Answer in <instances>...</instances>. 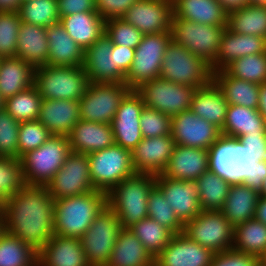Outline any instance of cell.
Segmentation results:
<instances>
[{
	"label": "cell",
	"mask_w": 266,
	"mask_h": 266,
	"mask_svg": "<svg viewBox=\"0 0 266 266\" xmlns=\"http://www.w3.org/2000/svg\"><path fill=\"white\" fill-rule=\"evenodd\" d=\"M4 231L38 252L54 236V199L46 186L25 185L1 206Z\"/></svg>",
	"instance_id": "6da1fadb"
},
{
	"label": "cell",
	"mask_w": 266,
	"mask_h": 266,
	"mask_svg": "<svg viewBox=\"0 0 266 266\" xmlns=\"http://www.w3.org/2000/svg\"><path fill=\"white\" fill-rule=\"evenodd\" d=\"M106 205L100 190L54 200V235L81 238Z\"/></svg>",
	"instance_id": "7a4b0ae2"
},
{
	"label": "cell",
	"mask_w": 266,
	"mask_h": 266,
	"mask_svg": "<svg viewBox=\"0 0 266 266\" xmlns=\"http://www.w3.org/2000/svg\"><path fill=\"white\" fill-rule=\"evenodd\" d=\"M155 184L156 175L135 173L107 194V205L117 214L122 228H129L148 217L147 200Z\"/></svg>",
	"instance_id": "3957f363"
},
{
	"label": "cell",
	"mask_w": 266,
	"mask_h": 266,
	"mask_svg": "<svg viewBox=\"0 0 266 266\" xmlns=\"http://www.w3.org/2000/svg\"><path fill=\"white\" fill-rule=\"evenodd\" d=\"M71 152L66 136L52 135L43 145L21 157L25 185L46 186Z\"/></svg>",
	"instance_id": "277c9868"
},
{
	"label": "cell",
	"mask_w": 266,
	"mask_h": 266,
	"mask_svg": "<svg viewBox=\"0 0 266 266\" xmlns=\"http://www.w3.org/2000/svg\"><path fill=\"white\" fill-rule=\"evenodd\" d=\"M84 67L45 65L35 69L34 85L42 99L79 101L89 85Z\"/></svg>",
	"instance_id": "5b68a950"
},
{
	"label": "cell",
	"mask_w": 266,
	"mask_h": 266,
	"mask_svg": "<svg viewBox=\"0 0 266 266\" xmlns=\"http://www.w3.org/2000/svg\"><path fill=\"white\" fill-rule=\"evenodd\" d=\"M257 161L254 153L237 139L221 136L209 149V170L231 183H246Z\"/></svg>",
	"instance_id": "8992f818"
},
{
	"label": "cell",
	"mask_w": 266,
	"mask_h": 266,
	"mask_svg": "<svg viewBox=\"0 0 266 266\" xmlns=\"http://www.w3.org/2000/svg\"><path fill=\"white\" fill-rule=\"evenodd\" d=\"M159 77L197 89L213 80V72L203 59L171 40L165 50Z\"/></svg>",
	"instance_id": "52a82bcc"
},
{
	"label": "cell",
	"mask_w": 266,
	"mask_h": 266,
	"mask_svg": "<svg viewBox=\"0 0 266 266\" xmlns=\"http://www.w3.org/2000/svg\"><path fill=\"white\" fill-rule=\"evenodd\" d=\"M92 184L108 194L122 180L134 175L131 151L117 144L88 154Z\"/></svg>",
	"instance_id": "ba28073f"
},
{
	"label": "cell",
	"mask_w": 266,
	"mask_h": 266,
	"mask_svg": "<svg viewBox=\"0 0 266 266\" xmlns=\"http://www.w3.org/2000/svg\"><path fill=\"white\" fill-rule=\"evenodd\" d=\"M225 29L226 26L198 24L173 16L171 40L183 45L211 66L218 56L221 36Z\"/></svg>",
	"instance_id": "9c48e42d"
},
{
	"label": "cell",
	"mask_w": 266,
	"mask_h": 266,
	"mask_svg": "<svg viewBox=\"0 0 266 266\" xmlns=\"http://www.w3.org/2000/svg\"><path fill=\"white\" fill-rule=\"evenodd\" d=\"M122 229L117 214L106 205L80 238L90 266H107Z\"/></svg>",
	"instance_id": "30bf717a"
},
{
	"label": "cell",
	"mask_w": 266,
	"mask_h": 266,
	"mask_svg": "<svg viewBox=\"0 0 266 266\" xmlns=\"http://www.w3.org/2000/svg\"><path fill=\"white\" fill-rule=\"evenodd\" d=\"M235 228L220 210L201 211L184 224L183 233L214 253L233 248Z\"/></svg>",
	"instance_id": "8fae6325"
},
{
	"label": "cell",
	"mask_w": 266,
	"mask_h": 266,
	"mask_svg": "<svg viewBox=\"0 0 266 266\" xmlns=\"http://www.w3.org/2000/svg\"><path fill=\"white\" fill-rule=\"evenodd\" d=\"M135 91L146 107L173 117L190 109L195 88L158 77L141 83Z\"/></svg>",
	"instance_id": "7c38bea8"
},
{
	"label": "cell",
	"mask_w": 266,
	"mask_h": 266,
	"mask_svg": "<svg viewBox=\"0 0 266 266\" xmlns=\"http://www.w3.org/2000/svg\"><path fill=\"white\" fill-rule=\"evenodd\" d=\"M131 90L125 83H89L79 100L80 119L111 124L122 100Z\"/></svg>",
	"instance_id": "4fadbf2b"
},
{
	"label": "cell",
	"mask_w": 266,
	"mask_h": 266,
	"mask_svg": "<svg viewBox=\"0 0 266 266\" xmlns=\"http://www.w3.org/2000/svg\"><path fill=\"white\" fill-rule=\"evenodd\" d=\"M171 41V32L144 34L135 49L132 66L125 76V84L136 89L141 83L160 76L166 47Z\"/></svg>",
	"instance_id": "5bb4252c"
},
{
	"label": "cell",
	"mask_w": 266,
	"mask_h": 266,
	"mask_svg": "<svg viewBox=\"0 0 266 266\" xmlns=\"http://www.w3.org/2000/svg\"><path fill=\"white\" fill-rule=\"evenodd\" d=\"M46 187L54 200L96 190L90 176L88 154L71 151Z\"/></svg>",
	"instance_id": "9a60e30c"
},
{
	"label": "cell",
	"mask_w": 266,
	"mask_h": 266,
	"mask_svg": "<svg viewBox=\"0 0 266 266\" xmlns=\"http://www.w3.org/2000/svg\"><path fill=\"white\" fill-rule=\"evenodd\" d=\"M171 135L176 144L207 150L222 136L218 127L191 109L171 117Z\"/></svg>",
	"instance_id": "2e32d148"
},
{
	"label": "cell",
	"mask_w": 266,
	"mask_h": 266,
	"mask_svg": "<svg viewBox=\"0 0 266 266\" xmlns=\"http://www.w3.org/2000/svg\"><path fill=\"white\" fill-rule=\"evenodd\" d=\"M144 107L145 104L135 89L124 97L111 121L115 144L132 152L142 141L140 116Z\"/></svg>",
	"instance_id": "e0dca14e"
},
{
	"label": "cell",
	"mask_w": 266,
	"mask_h": 266,
	"mask_svg": "<svg viewBox=\"0 0 266 266\" xmlns=\"http://www.w3.org/2000/svg\"><path fill=\"white\" fill-rule=\"evenodd\" d=\"M83 67L90 83H125L116 66L115 44L105 34L84 50Z\"/></svg>",
	"instance_id": "ac0fdd59"
},
{
	"label": "cell",
	"mask_w": 266,
	"mask_h": 266,
	"mask_svg": "<svg viewBox=\"0 0 266 266\" xmlns=\"http://www.w3.org/2000/svg\"><path fill=\"white\" fill-rule=\"evenodd\" d=\"M173 4L170 0H138L123 15L143 34L170 32Z\"/></svg>",
	"instance_id": "d6986e66"
},
{
	"label": "cell",
	"mask_w": 266,
	"mask_h": 266,
	"mask_svg": "<svg viewBox=\"0 0 266 266\" xmlns=\"http://www.w3.org/2000/svg\"><path fill=\"white\" fill-rule=\"evenodd\" d=\"M155 185L162 191L183 224L194 219L202 211L195 181L171 179L161 173L156 175Z\"/></svg>",
	"instance_id": "ffe728a7"
},
{
	"label": "cell",
	"mask_w": 266,
	"mask_h": 266,
	"mask_svg": "<svg viewBox=\"0 0 266 266\" xmlns=\"http://www.w3.org/2000/svg\"><path fill=\"white\" fill-rule=\"evenodd\" d=\"M214 252L189 239L184 233L174 234L154 266H210Z\"/></svg>",
	"instance_id": "44dd1931"
},
{
	"label": "cell",
	"mask_w": 266,
	"mask_h": 266,
	"mask_svg": "<svg viewBox=\"0 0 266 266\" xmlns=\"http://www.w3.org/2000/svg\"><path fill=\"white\" fill-rule=\"evenodd\" d=\"M176 143L172 135L143 138L132 150V166L136 173L161 174L168 165Z\"/></svg>",
	"instance_id": "7402d4cb"
},
{
	"label": "cell",
	"mask_w": 266,
	"mask_h": 266,
	"mask_svg": "<svg viewBox=\"0 0 266 266\" xmlns=\"http://www.w3.org/2000/svg\"><path fill=\"white\" fill-rule=\"evenodd\" d=\"M209 170V150L176 144L162 174L171 179L196 181Z\"/></svg>",
	"instance_id": "603a6c76"
},
{
	"label": "cell",
	"mask_w": 266,
	"mask_h": 266,
	"mask_svg": "<svg viewBox=\"0 0 266 266\" xmlns=\"http://www.w3.org/2000/svg\"><path fill=\"white\" fill-rule=\"evenodd\" d=\"M38 266H90L80 238L52 236L38 252Z\"/></svg>",
	"instance_id": "cb8c5ba5"
},
{
	"label": "cell",
	"mask_w": 266,
	"mask_h": 266,
	"mask_svg": "<svg viewBox=\"0 0 266 266\" xmlns=\"http://www.w3.org/2000/svg\"><path fill=\"white\" fill-rule=\"evenodd\" d=\"M266 52V38L232 33L227 28L221 36V44L215 62L210 66L212 72L224 70L234 60L252 54Z\"/></svg>",
	"instance_id": "d4e9b609"
},
{
	"label": "cell",
	"mask_w": 266,
	"mask_h": 266,
	"mask_svg": "<svg viewBox=\"0 0 266 266\" xmlns=\"http://www.w3.org/2000/svg\"><path fill=\"white\" fill-rule=\"evenodd\" d=\"M79 120V101L42 99L38 121L52 135L67 137Z\"/></svg>",
	"instance_id": "484cf974"
},
{
	"label": "cell",
	"mask_w": 266,
	"mask_h": 266,
	"mask_svg": "<svg viewBox=\"0 0 266 266\" xmlns=\"http://www.w3.org/2000/svg\"><path fill=\"white\" fill-rule=\"evenodd\" d=\"M71 151L89 154L115 144L111 124L79 120L67 136Z\"/></svg>",
	"instance_id": "4316f807"
},
{
	"label": "cell",
	"mask_w": 266,
	"mask_h": 266,
	"mask_svg": "<svg viewBox=\"0 0 266 266\" xmlns=\"http://www.w3.org/2000/svg\"><path fill=\"white\" fill-rule=\"evenodd\" d=\"M47 40L48 65L83 66L84 49L71 38L60 22L47 27Z\"/></svg>",
	"instance_id": "83f0119b"
},
{
	"label": "cell",
	"mask_w": 266,
	"mask_h": 266,
	"mask_svg": "<svg viewBox=\"0 0 266 266\" xmlns=\"http://www.w3.org/2000/svg\"><path fill=\"white\" fill-rule=\"evenodd\" d=\"M190 109L195 115L212 123L222 130L228 102L221 89L212 80L207 86L195 89Z\"/></svg>",
	"instance_id": "f1b7e54d"
},
{
	"label": "cell",
	"mask_w": 266,
	"mask_h": 266,
	"mask_svg": "<svg viewBox=\"0 0 266 266\" xmlns=\"http://www.w3.org/2000/svg\"><path fill=\"white\" fill-rule=\"evenodd\" d=\"M48 51L47 28L21 22L16 57L36 69L47 65Z\"/></svg>",
	"instance_id": "f546056e"
},
{
	"label": "cell",
	"mask_w": 266,
	"mask_h": 266,
	"mask_svg": "<svg viewBox=\"0 0 266 266\" xmlns=\"http://www.w3.org/2000/svg\"><path fill=\"white\" fill-rule=\"evenodd\" d=\"M260 192L247 183H232L227 199L220 210L235 228L237 225L255 218V211Z\"/></svg>",
	"instance_id": "4dcf8cb0"
},
{
	"label": "cell",
	"mask_w": 266,
	"mask_h": 266,
	"mask_svg": "<svg viewBox=\"0 0 266 266\" xmlns=\"http://www.w3.org/2000/svg\"><path fill=\"white\" fill-rule=\"evenodd\" d=\"M173 16L198 24L227 26L228 12L218 0H173Z\"/></svg>",
	"instance_id": "1f68e13d"
},
{
	"label": "cell",
	"mask_w": 266,
	"mask_h": 266,
	"mask_svg": "<svg viewBox=\"0 0 266 266\" xmlns=\"http://www.w3.org/2000/svg\"><path fill=\"white\" fill-rule=\"evenodd\" d=\"M59 22L84 50L105 34V20L97 11L62 16Z\"/></svg>",
	"instance_id": "d6a6232c"
},
{
	"label": "cell",
	"mask_w": 266,
	"mask_h": 266,
	"mask_svg": "<svg viewBox=\"0 0 266 266\" xmlns=\"http://www.w3.org/2000/svg\"><path fill=\"white\" fill-rule=\"evenodd\" d=\"M266 134V121L258 109L228 105L221 135L239 139L244 135Z\"/></svg>",
	"instance_id": "836d02e7"
},
{
	"label": "cell",
	"mask_w": 266,
	"mask_h": 266,
	"mask_svg": "<svg viewBox=\"0 0 266 266\" xmlns=\"http://www.w3.org/2000/svg\"><path fill=\"white\" fill-rule=\"evenodd\" d=\"M35 68L23 59L1 58L0 96L6 99L34 85Z\"/></svg>",
	"instance_id": "e575fe53"
},
{
	"label": "cell",
	"mask_w": 266,
	"mask_h": 266,
	"mask_svg": "<svg viewBox=\"0 0 266 266\" xmlns=\"http://www.w3.org/2000/svg\"><path fill=\"white\" fill-rule=\"evenodd\" d=\"M107 266H154V258L131 230L123 228Z\"/></svg>",
	"instance_id": "d590c367"
},
{
	"label": "cell",
	"mask_w": 266,
	"mask_h": 266,
	"mask_svg": "<svg viewBox=\"0 0 266 266\" xmlns=\"http://www.w3.org/2000/svg\"><path fill=\"white\" fill-rule=\"evenodd\" d=\"M213 81L221 89L228 105L258 109L261 85L232 77L225 70L213 72Z\"/></svg>",
	"instance_id": "8d00e7d4"
},
{
	"label": "cell",
	"mask_w": 266,
	"mask_h": 266,
	"mask_svg": "<svg viewBox=\"0 0 266 266\" xmlns=\"http://www.w3.org/2000/svg\"><path fill=\"white\" fill-rule=\"evenodd\" d=\"M226 28L232 33L266 38V5L249 4L229 12Z\"/></svg>",
	"instance_id": "74e56055"
},
{
	"label": "cell",
	"mask_w": 266,
	"mask_h": 266,
	"mask_svg": "<svg viewBox=\"0 0 266 266\" xmlns=\"http://www.w3.org/2000/svg\"><path fill=\"white\" fill-rule=\"evenodd\" d=\"M233 249L255 255L261 260L266 255V225L255 218L237 225Z\"/></svg>",
	"instance_id": "f35d334b"
},
{
	"label": "cell",
	"mask_w": 266,
	"mask_h": 266,
	"mask_svg": "<svg viewBox=\"0 0 266 266\" xmlns=\"http://www.w3.org/2000/svg\"><path fill=\"white\" fill-rule=\"evenodd\" d=\"M195 182L201 210H221L232 183L210 170L204 172Z\"/></svg>",
	"instance_id": "ab89813d"
},
{
	"label": "cell",
	"mask_w": 266,
	"mask_h": 266,
	"mask_svg": "<svg viewBox=\"0 0 266 266\" xmlns=\"http://www.w3.org/2000/svg\"><path fill=\"white\" fill-rule=\"evenodd\" d=\"M0 266H38V251L4 231L0 235Z\"/></svg>",
	"instance_id": "60d3db41"
},
{
	"label": "cell",
	"mask_w": 266,
	"mask_h": 266,
	"mask_svg": "<svg viewBox=\"0 0 266 266\" xmlns=\"http://www.w3.org/2000/svg\"><path fill=\"white\" fill-rule=\"evenodd\" d=\"M128 229L137 236L154 259L163 251L174 235L169 229L149 217L140 220Z\"/></svg>",
	"instance_id": "b9f144b4"
},
{
	"label": "cell",
	"mask_w": 266,
	"mask_h": 266,
	"mask_svg": "<svg viewBox=\"0 0 266 266\" xmlns=\"http://www.w3.org/2000/svg\"><path fill=\"white\" fill-rule=\"evenodd\" d=\"M42 97L35 85L4 101V109L19 123L38 120Z\"/></svg>",
	"instance_id": "7bdbcfd3"
},
{
	"label": "cell",
	"mask_w": 266,
	"mask_h": 266,
	"mask_svg": "<svg viewBox=\"0 0 266 266\" xmlns=\"http://www.w3.org/2000/svg\"><path fill=\"white\" fill-rule=\"evenodd\" d=\"M18 13L21 22L45 28L60 21L57 0H31L21 3Z\"/></svg>",
	"instance_id": "ee69618b"
},
{
	"label": "cell",
	"mask_w": 266,
	"mask_h": 266,
	"mask_svg": "<svg viewBox=\"0 0 266 266\" xmlns=\"http://www.w3.org/2000/svg\"><path fill=\"white\" fill-rule=\"evenodd\" d=\"M224 70L232 77L261 85L266 82V52L240 57Z\"/></svg>",
	"instance_id": "f6af8a7d"
},
{
	"label": "cell",
	"mask_w": 266,
	"mask_h": 266,
	"mask_svg": "<svg viewBox=\"0 0 266 266\" xmlns=\"http://www.w3.org/2000/svg\"><path fill=\"white\" fill-rule=\"evenodd\" d=\"M148 217L157 221L173 234L183 233L184 224L178 219L162 191L154 185L147 200Z\"/></svg>",
	"instance_id": "bcb514c9"
},
{
	"label": "cell",
	"mask_w": 266,
	"mask_h": 266,
	"mask_svg": "<svg viewBox=\"0 0 266 266\" xmlns=\"http://www.w3.org/2000/svg\"><path fill=\"white\" fill-rule=\"evenodd\" d=\"M24 186L21 159L0 157V208Z\"/></svg>",
	"instance_id": "7dc6e473"
},
{
	"label": "cell",
	"mask_w": 266,
	"mask_h": 266,
	"mask_svg": "<svg viewBox=\"0 0 266 266\" xmlns=\"http://www.w3.org/2000/svg\"><path fill=\"white\" fill-rule=\"evenodd\" d=\"M21 19L18 12H0V58H15Z\"/></svg>",
	"instance_id": "c3c4849f"
},
{
	"label": "cell",
	"mask_w": 266,
	"mask_h": 266,
	"mask_svg": "<svg viewBox=\"0 0 266 266\" xmlns=\"http://www.w3.org/2000/svg\"><path fill=\"white\" fill-rule=\"evenodd\" d=\"M105 35L112 44L136 49L144 34L122 18L105 21Z\"/></svg>",
	"instance_id": "681fc988"
},
{
	"label": "cell",
	"mask_w": 266,
	"mask_h": 266,
	"mask_svg": "<svg viewBox=\"0 0 266 266\" xmlns=\"http://www.w3.org/2000/svg\"><path fill=\"white\" fill-rule=\"evenodd\" d=\"M52 134L38 120L20 122L18 135L19 159L28 151L43 145Z\"/></svg>",
	"instance_id": "f907efd6"
},
{
	"label": "cell",
	"mask_w": 266,
	"mask_h": 266,
	"mask_svg": "<svg viewBox=\"0 0 266 266\" xmlns=\"http://www.w3.org/2000/svg\"><path fill=\"white\" fill-rule=\"evenodd\" d=\"M19 126L20 123L4 108L0 109V157L19 159Z\"/></svg>",
	"instance_id": "816d5d0a"
},
{
	"label": "cell",
	"mask_w": 266,
	"mask_h": 266,
	"mask_svg": "<svg viewBox=\"0 0 266 266\" xmlns=\"http://www.w3.org/2000/svg\"><path fill=\"white\" fill-rule=\"evenodd\" d=\"M143 138H154L171 134V117L158 110L144 107L140 116Z\"/></svg>",
	"instance_id": "f5cc1de1"
},
{
	"label": "cell",
	"mask_w": 266,
	"mask_h": 266,
	"mask_svg": "<svg viewBox=\"0 0 266 266\" xmlns=\"http://www.w3.org/2000/svg\"><path fill=\"white\" fill-rule=\"evenodd\" d=\"M260 261L255 255L239 252L232 248L215 253L210 266H256Z\"/></svg>",
	"instance_id": "db71d44e"
},
{
	"label": "cell",
	"mask_w": 266,
	"mask_h": 266,
	"mask_svg": "<svg viewBox=\"0 0 266 266\" xmlns=\"http://www.w3.org/2000/svg\"><path fill=\"white\" fill-rule=\"evenodd\" d=\"M138 0H96L97 12L105 20L122 18Z\"/></svg>",
	"instance_id": "11a10c76"
},
{
	"label": "cell",
	"mask_w": 266,
	"mask_h": 266,
	"mask_svg": "<svg viewBox=\"0 0 266 266\" xmlns=\"http://www.w3.org/2000/svg\"><path fill=\"white\" fill-rule=\"evenodd\" d=\"M59 17L97 11L96 0H57Z\"/></svg>",
	"instance_id": "9f6ffc18"
},
{
	"label": "cell",
	"mask_w": 266,
	"mask_h": 266,
	"mask_svg": "<svg viewBox=\"0 0 266 266\" xmlns=\"http://www.w3.org/2000/svg\"><path fill=\"white\" fill-rule=\"evenodd\" d=\"M238 141L247 146L258 161L266 162V134L244 135Z\"/></svg>",
	"instance_id": "6f0895ef"
},
{
	"label": "cell",
	"mask_w": 266,
	"mask_h": 266,
	"mask_svg": "<svg viewBox=\"0 0 266 266\" xmlns=\"http://www.w3.org/2000/svg\"><path fill=\"white\" fill-rule=\"evenodd\" d=\"M135 49L115 44V59L117 68L126 76L132 66Z\"/></svg>",
	"instance_id": "680465c9"
},
{
	"label": "cell",
	"mask_w": 266,
	"mask_h": 266,
	"mask_svg": "<svg viewBox=\"0 0 266 266\" xmlns=\"http://www.w3.org/2000/svg\"><path fill=\"white\" fill-rule=\"evenodd\" d=\"M265 178H266V162L257 161L255 171L251 173L250 176L246 179V183L252 189L260 191Z\"/></svg>",
	"instance_id": "91938a15"
},
{
	"label": "cell",
	"mask_w": 266,
	"mask_h": 266,
	"mask_svg": "<svg viewBox=\"0 0 266 266\" xmlns=\"http://www.w3.org/2000/svg\"><path fill=\"white\" fill-rule=\"evenodd\" d=\"M218 2L228 13L249 5V0H218Z\"/></svg>",
	"instance_id": "94428289"
},
{
	"label": "cell",
	"mask_w": 266,
	"mask_h": 266,
	"mask_svg": "<svg viewBox=\"0 0 266 266\" xmlns=\"http://www.w3.org/2000/svg\"><path fill=\"white\" fill-rule=\"evenodd\" d=\"M255 219L266 225V197L261 195L256 205Z\"/></svg>",
	"instance_id": "6125c7cd"
},
{
	"label": "cell",
	"mask_w": 266,
	"mask_h": 266,
	"mask_svg": "<svg viewBox=\"0 0 266 266\" xmlns=\"http://www.w3.org/2000/svg\"><path fill=\"white\" fill-rule=\"evenodd\" d=\"M21 0H0V12H18Z\"/></svg>",
	"instance_id": "be15d7a7"
},
{
	"label": "cell",
	"mask_w": 266,
	"mask_h": 266,
	"mask_svg": "<svg viewBox=\"0 0 266 266\" xmlns=\"http://www.w3.org/2000/svg\"><path fill=\"white\" fill-rule=\"evenodd\" d=\"M258 111L263 115L266 121V82L260 86Z\"/></svg>",
	"instance_id": "e7e4bbea"
},
{
	"label": "cell",
	"mask_w": 266,
	"mask_h": 266,
	"mask_svg": "<svg viewBox=\"0 0 266 266\" xmlns=\"http://www.w3.org/2000/svg\"><path fill=\"white\" fill-rule=\"evenodd\" d=\"M4 232V219H3V213L0 208V235Z\"/></svg>",
	"instance_id": "03108f58"
},
{
	"label": "cell",
	"mask_w": 266,
	"mask_h": 266,
	"mask_svg": "<svg viewBox=\"0 0 266 266\" xmlns=\"http://www.w3.org/2000/svg\"><path fill=\"white\" fill-rule=\"evenodd\" d=\"M249 4L252 5H265L266 0H249Z\"/></svg>",
	"instance_id": "003e7915"
},
{
	"label": "cell",
	"mask_w": 266,
	"mask_h": 266,
	"mask_svg": "<svg viewBox=\"0 0 266 266\" xmlns=\"http://www.w3.org/2000/svg\"><path fill=\"white\" fill-rule=\"evenodd\" d=\"M259 192H260V195H261V196L266 197V178H265V180L263 181V184H262L261 190H260Z\"/></svg>",
	"instance_id": "a7ac6f4b"
},
{
	"label": "cell",
	"mask_w": 266,
	"mask_h": 266,
	"mask_svg": "<svg viewBox=\"0 0 266 266\" xmlns=\"http://www.w3.org/2000/svg\"><path fill=\"white\" fill-rule=\"evenodd\" d=\"M4 107V100L0 96V109Z\"/></svg>",
	"instance_id": "89a4df30"
},
{
	"label": "cell",
	"mask_w": 266,
	"mask_h": 266,
	"mask_svg": "<svg viewBox=\"0 0 266 266\" xmlns=\"http://www.w3.org/2000/svg\"><path fill=\"white\" fill-rule=\"evenodd\" d=\"M261 261L266 265V255L261 259Z\"/></svg>",
	"instance_id": "2644e50d"
},
{
	"label": "cell",
	"mask_w": 266,
	"mask_h": 266,
	"mask_svg": "<svg viewBox=\"0 0 266 266\" xmlns=\"http://www.w3.org/2000/svg\"><path fill=\"white\" fill-rule=\"evenodd\" d=\"M256 266H266L262 261H260Z\"/></svg>",
	"instance_id": "8c879c8a"
},
{
	"label": "cell",
	"mask_w": 266,
	"mask_h": 266,
	"mask_svg": "<svg viewBox=\"0 0 266 266\" xmlns=\"http://www.w3.org/2000/svg\"><path fill=\"white\" fill-rule=\"evenodd\" d=\"M31 0H21V3L29 2Z\"/></svg>",
	"instance_id": "753ad0ef"
}]
</instances>
